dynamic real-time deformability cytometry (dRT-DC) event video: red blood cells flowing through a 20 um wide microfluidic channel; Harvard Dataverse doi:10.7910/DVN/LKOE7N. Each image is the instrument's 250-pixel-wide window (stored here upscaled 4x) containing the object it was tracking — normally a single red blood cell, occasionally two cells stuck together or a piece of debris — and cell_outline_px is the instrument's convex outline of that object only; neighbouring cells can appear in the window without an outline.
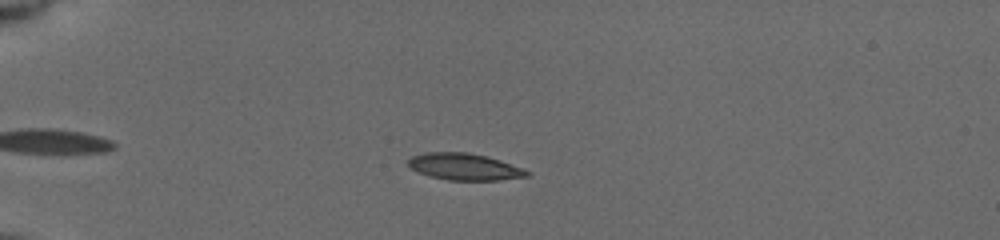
{"species": "common noctule bat (a hibernating species)", "species_latin": "Nyctalus noctula", "temperature_condition": "cold", "stored_images_in_passage": 39, "camera_frame_rate_fps": 3000, "um_per_image_px": 0.085, "animal": {"sex": "female", "body_mass_g": 19.5, "forearm_length_mm": 54.1}, "frame": {"image": 1, "passage_image": 11, "time_ms": 4.667, "image_size_px": [1000, 240], "cell_outline_px": [[532, 172], [528, 176], [500, 180], [448, 180], [428, 176], [412, 168], [408, 164], [408, 160], [412, 156], [428, 152], [468, 152], [500, 160]], "centroid_in_image_um": [39.49, 14.18], "position_along_channel_um": 45.5, "area_um2": 18.32}}
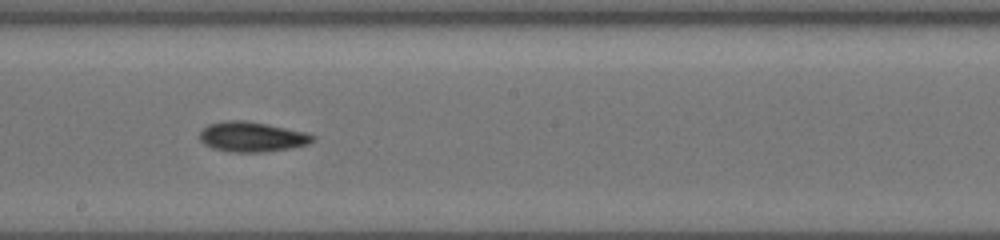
{"frame": {"image": 2, "passage_image": 25, "time_ms": 10.333, "image_size_px": [1000, 240], "cell_outline_px": [[316, 136], [308, 144], [292, 148], [264, 152], [232, 152], [212, 148], [204, 144], [200, 140], [200, 132], [208, 124], [228, 120], [244, 120], [304, 132]], "centroid_in_image_um": [21.38, 11.64], "position_along_channel_um": 226.8, "area_um2": 19.54}}
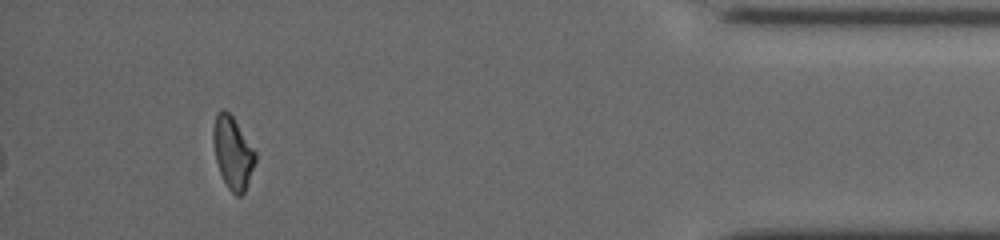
{"frame": {"image": 3, "passage_image": 39, "time_ms": 16.333, "image_size_px": [1000, 240], "cell_outline_px": [[256, 160], [244, 192], [240, 196], [236, 196], [228, 188], [220, 172], [216, 160], [212, 140], [212, 132], [216, 112], [224, 108], [232, 116], [256, 152]], "centroid_in_image_um": [19.76, 12.95], "position_along_channel_um": 415.4, "area_um2": 17.57}, "authors_computed_cell_mechanics": {"area_um2": 18.8428, "velocity_mm_per_s": 3.933, "shape_relaxation_time_tau1_ms": 4.7753, "shape_relaxation_time_tau2_ms": null, "deformation_change_tau1": 0.1239, "deformation_change_tau2": null}}